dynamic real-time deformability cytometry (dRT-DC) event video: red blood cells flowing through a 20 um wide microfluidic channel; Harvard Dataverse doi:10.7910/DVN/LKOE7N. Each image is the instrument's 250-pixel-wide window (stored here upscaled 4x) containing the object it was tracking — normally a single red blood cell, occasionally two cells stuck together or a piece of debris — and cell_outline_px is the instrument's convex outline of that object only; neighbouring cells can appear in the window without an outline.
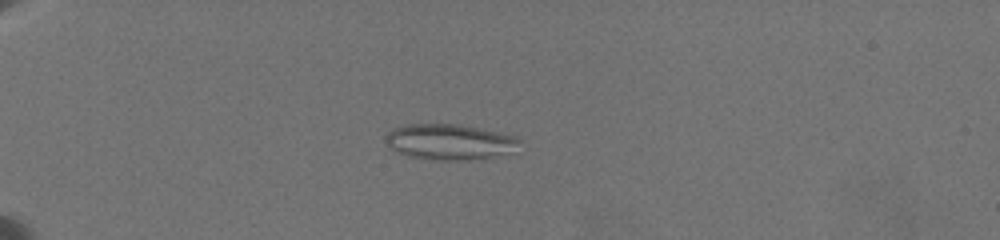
{"species": "common noctule bat (a hibernating species)", "species_latin": "Nyctalus noctula", "temperature_condition": "warm", "stored_images_in_passage": 61, "camera_frame_rate_fps": 3000, "um_per_image_px": 0.085, "animal": {"sex": "female", "body_mass_g": 19.5, "forearm_length_mm": 54.1}, "frame": {"image": 1, "passage_image": 21, "time_ms": 6.667, "image_size_px": [1000, 240], "cell_outline_px": [[520, 140], [512, 152], [492, 156], [468, 160], [436, 160], [408, 156], [396, 152], [388, 148], [384, 140], [384, 136], [392, 128], [408, 124], [456, 124], [516, 136]], "centroid_in_image_um": [38.11, 12.06], "position_along_channel_um": 46.9, "area_um2": 27.69}}
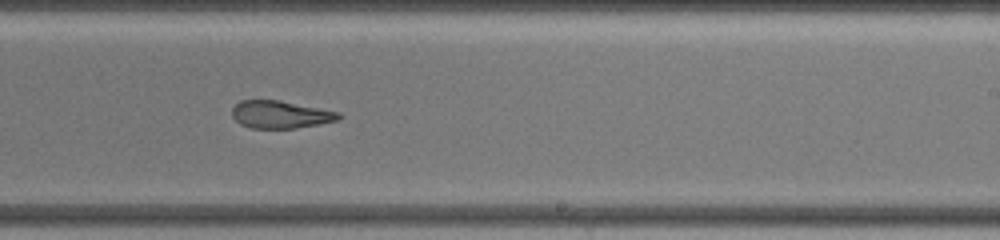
{"frame": {"image": 2, "passage_image": 48, "time_ms": 14.333, "image_size_px": [1000, 240], "cell_outline_px": [[344, 116], [340, 120], [320, 124], [296, 128], [252, 128], [240, 124], [232, 116], [232, 108], [240, 100], [280, 100], [340, 112]], "centroid_in_image_um": [23.88, 9.73], "position_along_channel_um": 265.1, "area_um2": 17.28}}
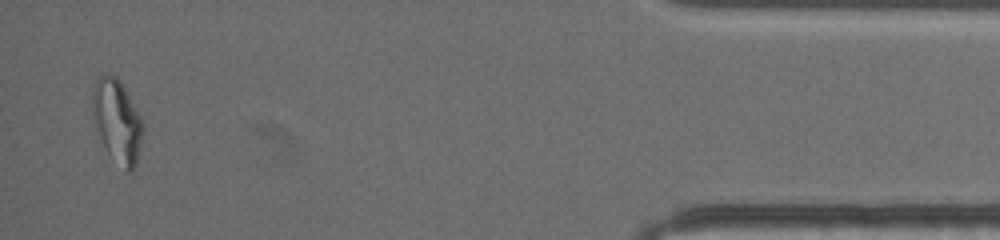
{"frame": {"image": 3, "passage_image": 61, "time_ms": 20.667, "image_size_px": [1000, 240], "cell_outline_px": [[144, 132], [136, 164], [132, 172], [128, 172], [108, 152], [96, 128], [92, 104], [92, 88], [96, 80], [104, 72], [116, 76], [120, 80], [144, 124]], "centroid_in_image_um": [9.97, 10.25], "position_along_channel_um": 425.2, "area_um2": 24.1}, "authors_computed_cell_mechanics": {"area_um2": 23.409, "velocity_mm_per_s": 3.5066, "shape_relaxation_time_tau1_ms": null, "shape_relaxation_time_tau2_ms": 3.1854, "deformation_change_tau1": null, "deformation_change_tau2": 0.1155}}